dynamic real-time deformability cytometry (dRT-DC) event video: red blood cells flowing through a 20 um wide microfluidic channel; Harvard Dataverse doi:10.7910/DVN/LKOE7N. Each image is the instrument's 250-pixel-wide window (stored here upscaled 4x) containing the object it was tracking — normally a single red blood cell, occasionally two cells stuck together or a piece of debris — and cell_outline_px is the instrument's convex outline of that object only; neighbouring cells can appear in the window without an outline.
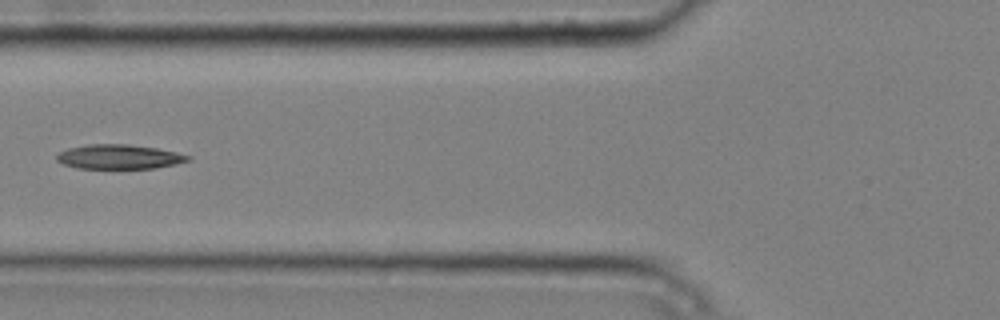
{"species": "common noctule bat (a hibernating species)", "species_latin": "Nyctalus noctula", "temperature_condition": "cold", "stored_images_in_passage": 6, "camera_frame_rate_fps": 3000, "um_per_image_px": 0.085, "animal": {"sex": "male", "body_mass_g": 20.4}, "frame": {"image": 1, "passage_image": 6, "time_ms": 1.667, "image_size_px": [1000, 320], "cell_outline_px": [[192, 160], [156, 168], [76, 168], [64, 164], [56, 160], [56, 156], [60, 152], [68, 148], [88, 144], [128, 144], [156, 148], [176, 152], [192, 156]], "centroid_in_image_um": [10.14, 13.32], "position_along_channel_um": 115.7, "area_um2": 18.67}}